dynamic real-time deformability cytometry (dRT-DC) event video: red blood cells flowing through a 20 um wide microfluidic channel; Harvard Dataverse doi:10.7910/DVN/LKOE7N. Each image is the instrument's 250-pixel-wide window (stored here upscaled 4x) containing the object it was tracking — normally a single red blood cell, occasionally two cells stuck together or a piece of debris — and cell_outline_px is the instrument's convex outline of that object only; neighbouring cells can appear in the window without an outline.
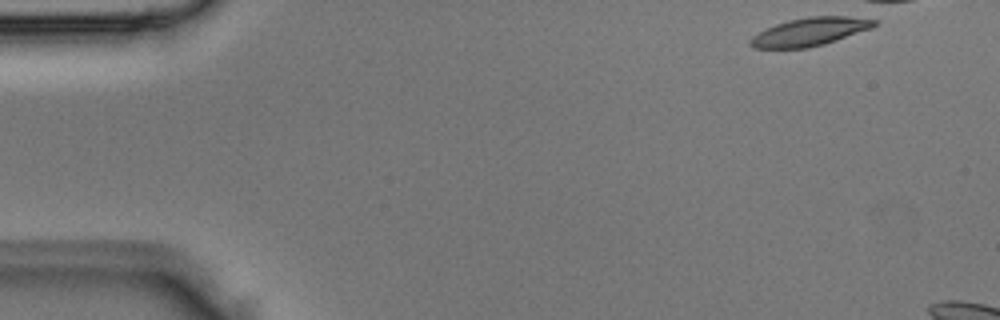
{"species": "Egyptian fruit bat (a non-hibernating species)", "species_latin": "Rousettus aegyptiacus", "temperature_condition": "room temperature", "stored_images_in_passage": 3, "camera_frame_rate_fps": 3000, "um_per_image_px": 0.085, "animal": {"sex": "male"}, "frame": {"image": 1, "passage_image": 1, "time_ms": 0.0, "image_size_px": [1000, 320], "cell_outline_px": [[880, 24], [872, 28], [824, 44], [808, 48], [752, 48], [748, 44], [748, 40], [752, 36], [776, 24], [788, 20], [808, 16], [868, 16], [876, 20]], "centroid_in_image_um": [68.91, 2.68], "position_along_channel_um": 16.1, "area_um2": 20.63}}